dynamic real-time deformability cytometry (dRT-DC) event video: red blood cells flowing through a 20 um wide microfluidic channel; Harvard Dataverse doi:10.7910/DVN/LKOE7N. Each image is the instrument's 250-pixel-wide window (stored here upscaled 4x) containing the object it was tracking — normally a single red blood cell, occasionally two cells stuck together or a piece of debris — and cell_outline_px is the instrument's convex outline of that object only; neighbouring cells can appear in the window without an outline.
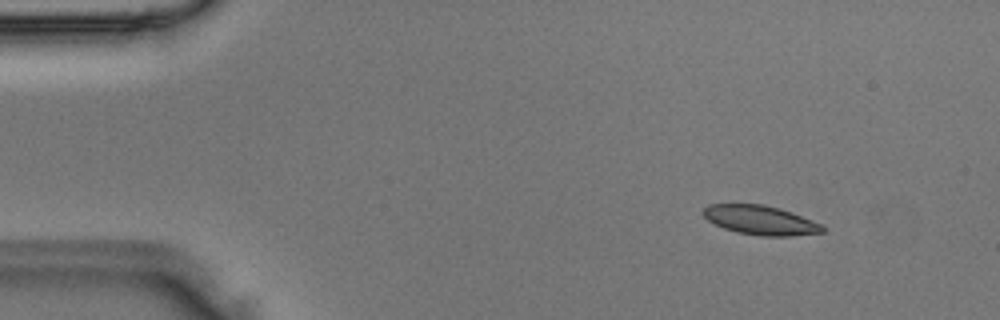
{"species": "Egyptian fruit bat (a non-hibernating species)", "species_latin": "Rousettus aegyptiacus", "temperature_condition": "room temperature", "stored_images_in_passage": 44, "camera_frame_rate_fps": 3000, "um_per_image_px": 0.085, "animal": {"sex": "male"}, "frame": {"image": 1, "passage_image": 1, "time_ms": 0.0, "image_size_px": [1000, 320], "cell_outline_px": [[824, 232], [792, 236], [760, 236], [736, 232], [724, 228], [708, 220], [700, 212], [708, 204], [764, 204], [780, 208], [792, 212], [820, 224], [824, 228]], "centroid_in_image_um": [64.61, 18.71], "position_along_channel_um": 20.4, "area_um2": 20.35}}
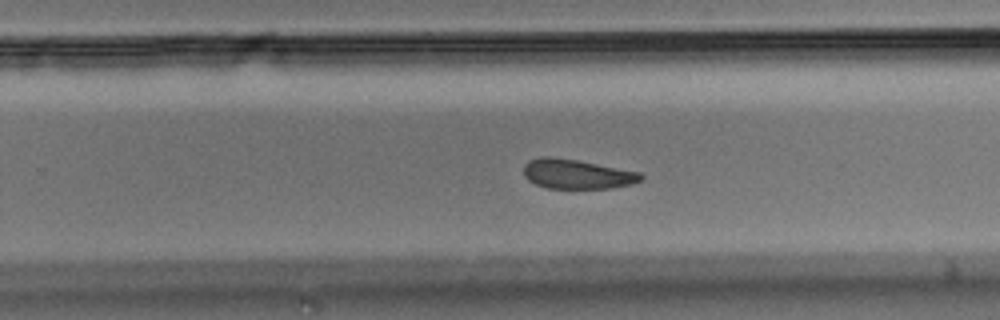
{"frame": {"image": 2, "passage_image": 26, "time_ms": 8.333, "image_size_px": [1000, 320], "cell_outline_px": [[644, 176], [640, 180], [632, 184], [612, 188], [548, 188], [536, 184], [528, 180], [524, 176], [524, 164], [528, 160], [540, 156], [552, 156], [576, 160], [640, 172]], "centroid_in_image_um": [49.01, 14.79], "position_along_channel_um": 280.8, "area_um2": 20.17}}
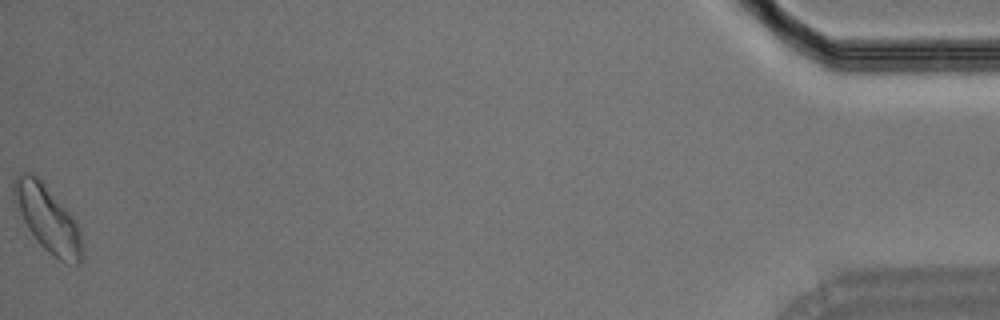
{"frame": {"image": 3, "passage_image": 44, "time_ms": 14.333, "image_size_px": [1000, 320], "cell_outline_px": [[84, 256], [80, 264], [76, 264], [60, 260], [52, 256], [40, 244], [28, 228], [20, 212], [12, 192], [12, 188], [16, 176], [20, 172], [32, 172], [40, 180], [76, 220], [80, 228]], "centroid_in_image_um": [4.08, 18.61], "position_along_channel_um": 431.1, "area_um2": 26.01}}